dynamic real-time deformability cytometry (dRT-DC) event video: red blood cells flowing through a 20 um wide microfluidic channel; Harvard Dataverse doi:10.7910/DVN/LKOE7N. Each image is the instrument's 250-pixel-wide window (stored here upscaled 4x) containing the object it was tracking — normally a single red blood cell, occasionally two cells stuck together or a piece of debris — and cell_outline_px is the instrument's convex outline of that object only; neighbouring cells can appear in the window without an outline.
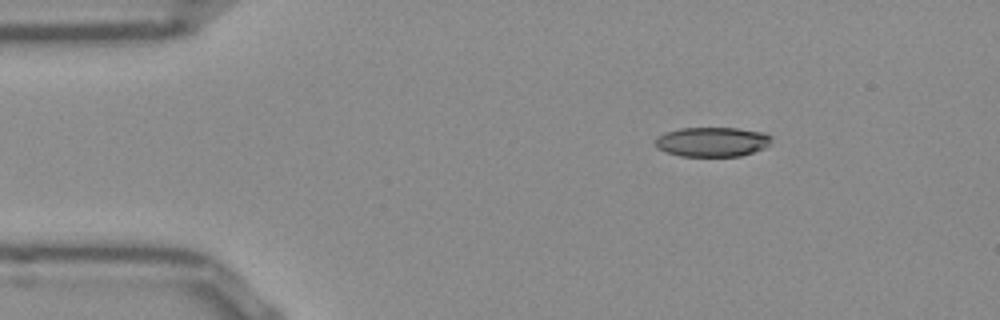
{"species": "Egyptian fruit bat (a non-hibernating species)", "species_latin": "Rousettus aegyptiacus", "temperature_condition": "room temperature", "stored_images_in_passage": 45, "camera_frame_rate_fps": 3000, "um_per_image_px": 0.085, "frame": {"image": 1, "passage_image": 1, "time_ms": 0.0, "image_size_px": [1000, 320], "cell_outline_px": [[772, 136], [768, 144], [764, 148], [740, 156], [680, 156], [664, 152], [656, 148], [656, 136], [664, 132], [680, 128], [736, 128], [764, 132]], "centroid_in_image_um": [60.49, 12.05], "position_along_channel_um": 24.5, "area_um2": 20.11}}
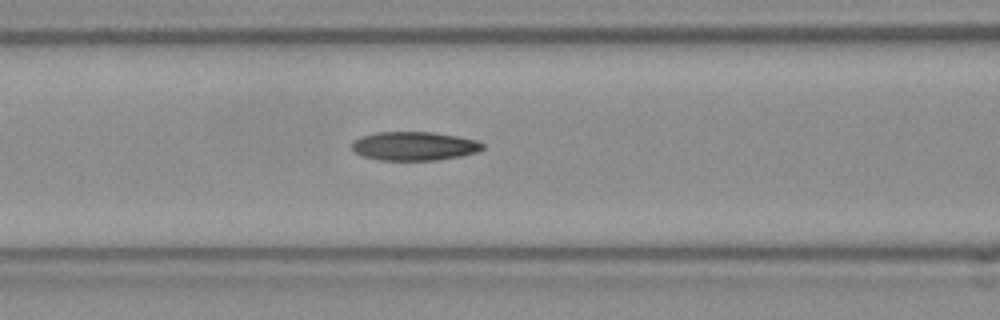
{"frame": {"image": 2, "passage_image": 14, "time_ms": 4.333, "image_size_px": [1000, 320], "cell_outline_px": [[484, 148], [476, 152], [460, 156], [436, 160], [380, 160], [364, 156], [356, 152], [352, 148], [352, 144], [360, 136], [380, 132], [428, 132], [456, 136], [476, 140], [484, 144]], "centroid_in_image_um": [35.22, 12.42], "position_along_channel_um": 131.4, "area_um2": 21.62}}
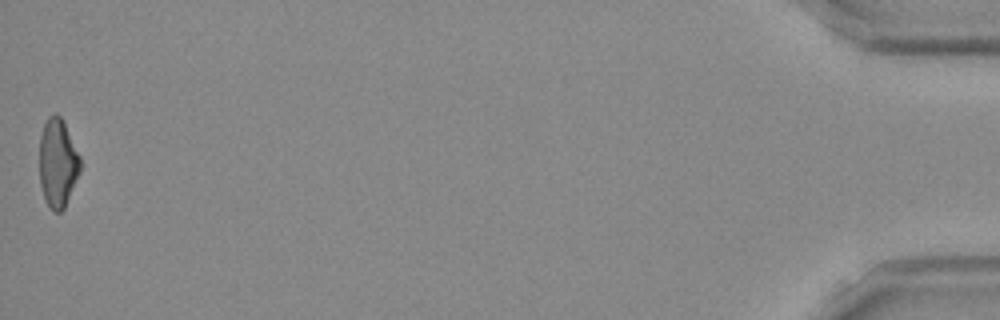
{"frame": {"image": 3, "passage_image": 45, "time_ms": 14.667, "image_size_px": [1000, 320], "cell_outline_px": [[80, 172], [64, 208], [60, 212], [52, 212], [48, 208], [44, 200], [40, 184], [40, 136], [44, 124], [48, 116], [56, 112], [64, 120], [80, 156]], "centroid_in_image_um": [4.9, 13.85], "position_along_channel_um": 430.3, "area_um2": 21.33}, "authors_computed_cell_mechanics": {"area_um2": 21.675, "velocity_mm_per_s": 3.8909, "shape_relaxation_time_tau1_ms": 10.3025, "shape_relaxation_time_tau2_ms": 2.8994, "deformation_change_tau1": 0.2559, "deformation_change_tau2": 0.0974}}